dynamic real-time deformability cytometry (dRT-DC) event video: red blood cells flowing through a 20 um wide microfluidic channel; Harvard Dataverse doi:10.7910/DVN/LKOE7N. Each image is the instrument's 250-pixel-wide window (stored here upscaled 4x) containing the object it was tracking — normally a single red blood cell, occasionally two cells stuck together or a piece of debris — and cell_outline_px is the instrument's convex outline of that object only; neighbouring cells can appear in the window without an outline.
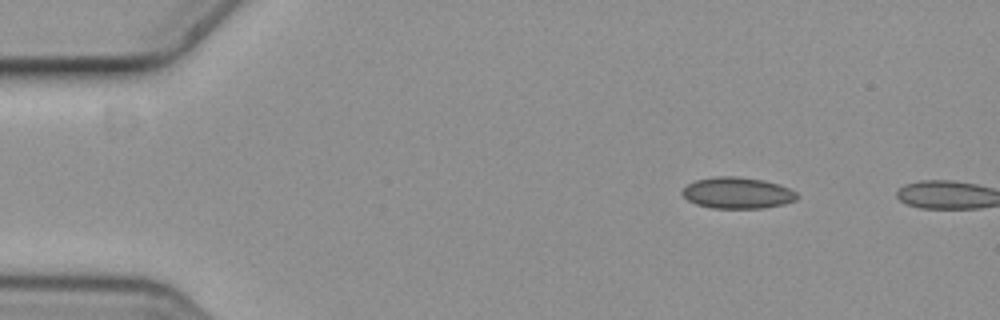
{"species": "common noctule bat (a hibernating species)", "species_latin": "Nyctalus noctula", "temperature_condition": "cold", "stored_images_in_passage": 2, "camera_frame_rate_fps": 3000, "um_per_image_px": 0.085, "animal": {"sex": "female", "body_mass_g": 19.3, "forearm_length_mm": 54.1}, "frame": {"image": 1, "passage_image": 1, "time_ms": 0.0, "image_size_px": [1000, 320], "cell_outline_px": [[800, 196], [796, 200], [784, 204], [764, 208], [712, 208], [696, 204], [688, 200], [680, 192], [688, 184], [696, 180], [716, 176], [736, 176], [764, 180], [788, 188], [796, 192]], "centroid_in_image_um": [62.68, 16.4], "position_along_channel_um": 22.3, "area_um2": 20.92}}